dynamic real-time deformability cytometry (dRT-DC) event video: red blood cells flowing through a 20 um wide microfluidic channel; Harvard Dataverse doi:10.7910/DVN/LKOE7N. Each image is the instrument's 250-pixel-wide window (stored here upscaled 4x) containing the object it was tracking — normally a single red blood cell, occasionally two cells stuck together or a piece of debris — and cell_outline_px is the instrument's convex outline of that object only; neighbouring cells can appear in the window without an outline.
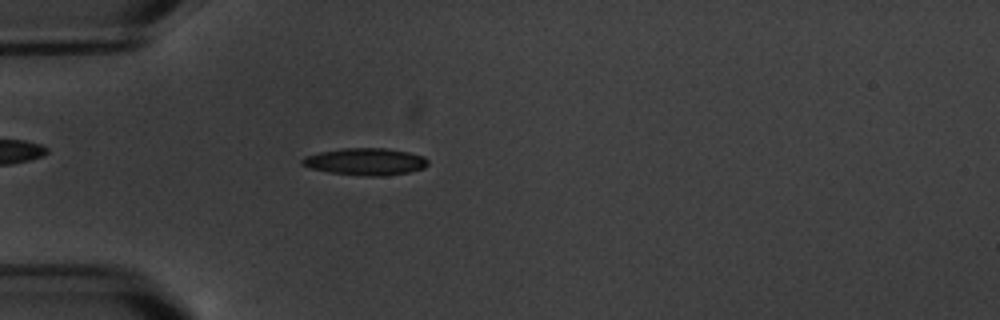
{"species": "common noctule bat (a hibernating species)", "species_latin": "Nyctalus noctula", "temperature_condition": "warm", "stored_images_in_passage": 6, "camera_frame_rate_fps": 3000, "um_per_image_px": 0.085, "animal": {"sex": "male", "body_mass_g": 20.1, "forearm_length_mm": 53.5}, "frame": {"image": 1, "passage_image": 5, "time_ms": 5.0, "image_size_px": [1000, 320], "cell_outline_px": [[428, 164], [424, 168], [408, 172], [384, 176], [364, 176], [328, 172], [308, 168], [300, 164], [300, 160], [304, 156], [320, 152], [344, 148], [384, 148], [408, 152], [424, 156], [428, 160]], "centroid_in_image_um": [31.03, 13.74], "position_along_channel_um": 54.0, "area_um2": 19.94}}